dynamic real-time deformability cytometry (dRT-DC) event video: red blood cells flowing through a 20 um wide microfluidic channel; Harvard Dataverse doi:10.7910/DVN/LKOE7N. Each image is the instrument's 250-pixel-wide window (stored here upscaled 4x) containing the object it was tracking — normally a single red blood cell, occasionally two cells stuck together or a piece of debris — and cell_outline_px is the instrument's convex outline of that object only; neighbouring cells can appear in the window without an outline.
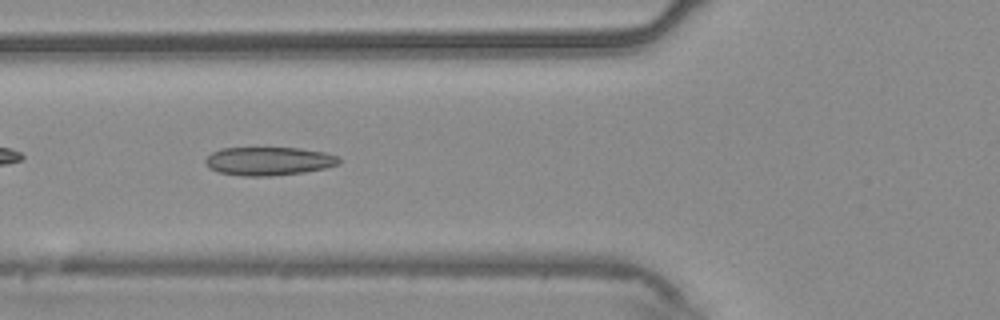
{"species": "common noctule bat (a hibernating species)", "species_latin": "Nyctalus noctula", "temperature_condition": "warm", "stored_images_in_passage": 39, "camera_frame_rate_fps": 3000, "um_per_image_px": 0.085, "animal": {"sex": "male", "body_mass_g": 20.4}, "frame": {"image": 1, "passage_image": 6, "time_ms": 1.667, "image_size_px": [1000, 320], "cell_outline_px": [[340, 164], [324, 168], [304, 172], [272, 176], [244, 176], [220, 172], [208, 168], [204, 160], [212, 152], [220, 148], [300, 148], [324, 152], [340, 156]], "centroid_in_image_um": [22.85, 13.69], "position_along_channel_um": 102.9, "area_um2": 22.2}}
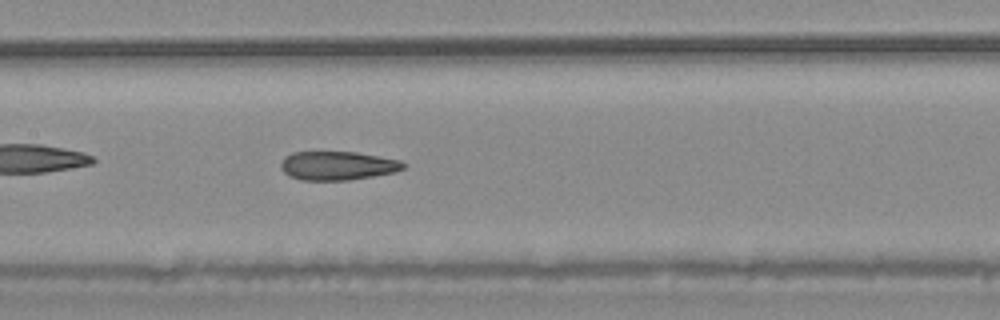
{"frame": {"image": 2, "passage_image": 12, "time_ms": 3.667, "image_size_px": [1000, 320], "cell_outline_px": [[408, 164], [404, 168], [396, 172], [348, 180], [300, 180], [288, 176], [280, 168], [280, 164], [284, 156], [292, 152], [356, 152], [400, 160]], "centroid_in_image_um": [28.68, 14.08], "position_along_channel_um": 178.7, "area_um2": 20.69}, "authors_computed_cell_mechanics": {"area_um2": 21.386, "velocity_mm_per_s": 3.7708, "shape_relaxation_time_tau1_ms": null, "shape_relaxation_time_tau2_ms": 2.8493, "deformation_change_tau1": null, "deformation_change_tau2": 0.0926}}